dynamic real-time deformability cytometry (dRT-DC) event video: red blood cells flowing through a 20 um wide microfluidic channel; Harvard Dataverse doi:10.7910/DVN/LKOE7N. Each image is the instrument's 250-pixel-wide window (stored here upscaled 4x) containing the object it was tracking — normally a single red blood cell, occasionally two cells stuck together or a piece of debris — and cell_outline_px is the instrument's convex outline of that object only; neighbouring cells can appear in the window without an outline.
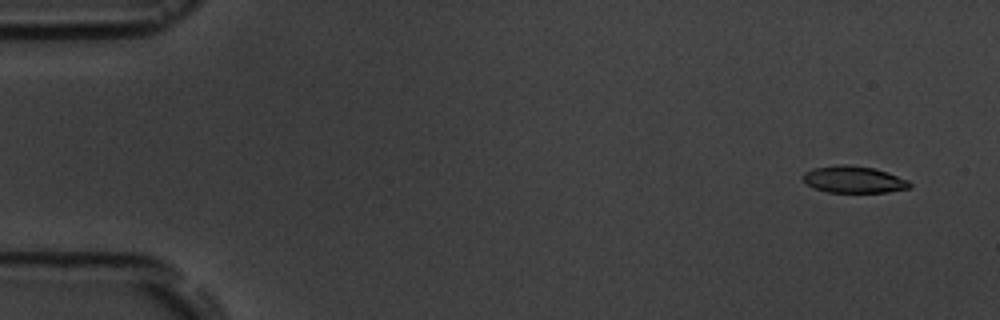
{"species": "common noctule bat (a hibernating species)", "species_latin": "Nyctalus noctula", "temperature_condition": "room temperature", "stored_images_in_passage": 7, "camera_frame_rate_fps": 3000, "um_per_image_px": 0.085, "animal": {"sex": "male", "body_mass_g": 19.5, "forearm_length_mm": 54.6}, "frame": {"image": 1, "passage_image": 2, "time_ms": 1.0, "image_size_px": [1000, 320], "cell_outline_px": [[912, 188], [888, 192], [828, 192], [816, 188], [808, 184], [804, 180], [804, 172], [812, 168], [840, 164], [844, 164], [876, 168], [888, 172], [908, 180], [912, 184]], "centroid_in_image_um": [72.62, 15.25], "position_along_channel_um": 12.4, "area_um2": 16.7}}
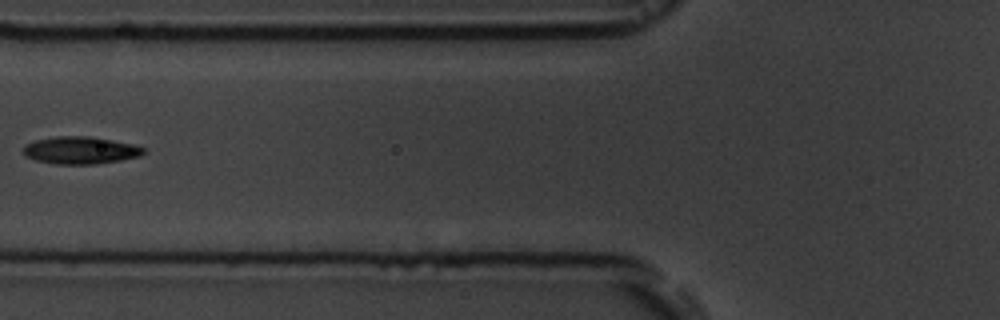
{"frame": {"image": 2, "passage_image": 6, "time_ms": 7.333, "image_size_px": [1000, 320], "cell_outline_px": [[144, 152], [140, 156], [120, 160], [96, 164], [56, 164], [36, 160], [24, 156], [24, 144], [36, 140], [56, 136], [88, 136], [136, 144], [144, 148]], "centroid_in_image_um": [6.83, 12.77], "position_along_channel_um": 119.0, "area_um2": 19.19}}
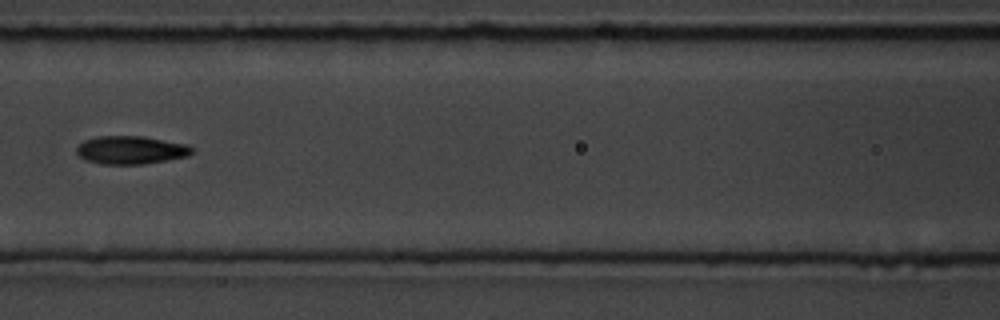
{"frame": {"image": 3, "passage_image": 7, "time_ms": 8.333, "image_size_px": [1000, 320], "cell_outline_px": [[192, 152], [188, 156], [140, 164], [100, 164], [84, 160], [76, 152], [76, 148], [84, 140], [96, 136], [144, 136], [184, 144], [192, 148]], "centroid_in_image_um": [11.05, 12.75], "position_along_channel_um": 155.5, "area_um2": 18.73}}